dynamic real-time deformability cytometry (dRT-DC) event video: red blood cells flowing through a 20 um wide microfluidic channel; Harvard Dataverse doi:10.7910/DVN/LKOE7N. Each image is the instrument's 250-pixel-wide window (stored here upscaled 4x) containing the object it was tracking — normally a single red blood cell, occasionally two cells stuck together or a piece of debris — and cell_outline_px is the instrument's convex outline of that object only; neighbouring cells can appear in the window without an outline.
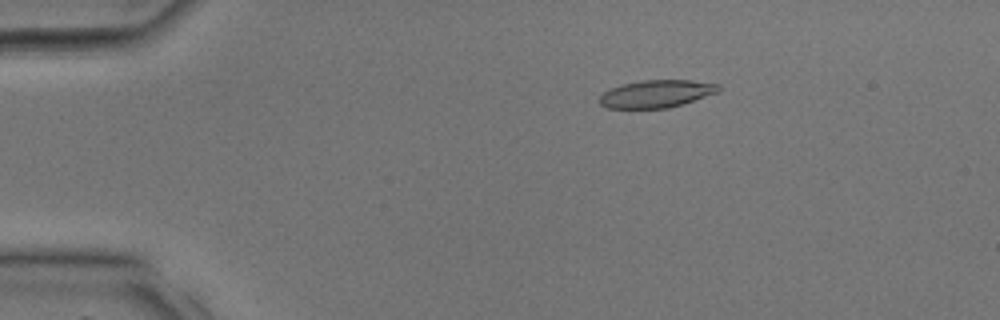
{"species": "common noctule bat (a hibernating species)", "species_latin": "Nyctalus noctula", "temperature_condition": "room temperature", "stored_images_in_passage": 36, "camera_frame_rate_fps": 3000, "um_per_image_px": 0.085, "animal": {"sex": "male", "body_mass_g": 17.9, "forearm_length_mm": 54.2}, "frame": {"image": 1, "passage_image": 7, "time_ms": 2.0, "image_size_px": [1000, 320], "cell_outline_px": [[720, 88], [716, 92], [668, 108], [608, 108], [600, 104], [596, 100], [604, 92], [612, 88], [624, 84], [644, 80], [692, 80], [720, 84]], "centroid_in_image_um": [55.75, 7.97], "position_along_channel_um": 29.3, "area_um2": 18.79}}
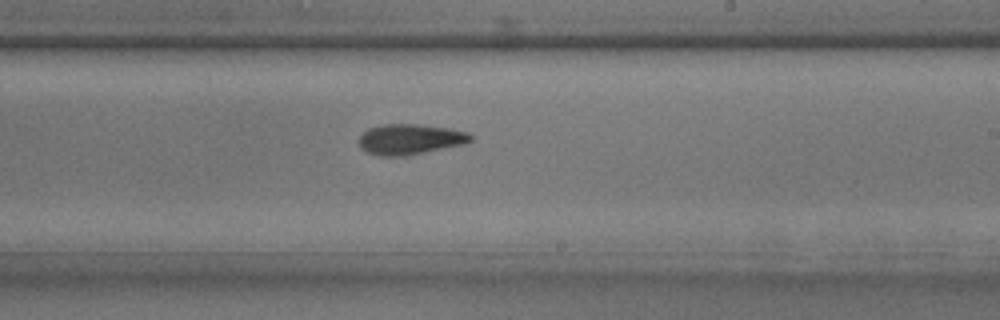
{"frame": {"image": 2, "passage_image": 22, "time_ms": 7.0, "image_size_px": [1000, 320], "cell_outline_px": [[472, 140], [464, 144], [404, 156], [376, 156], [360, 148], [360, 136], [368, 128], [384, 124], [420, 124], [448, 128], [468, 132], [472, 136]], "centroid_in_image_um": [34.85, 11.83], "position_along_channel_um": 254.2, "area_um2": 19.77}}
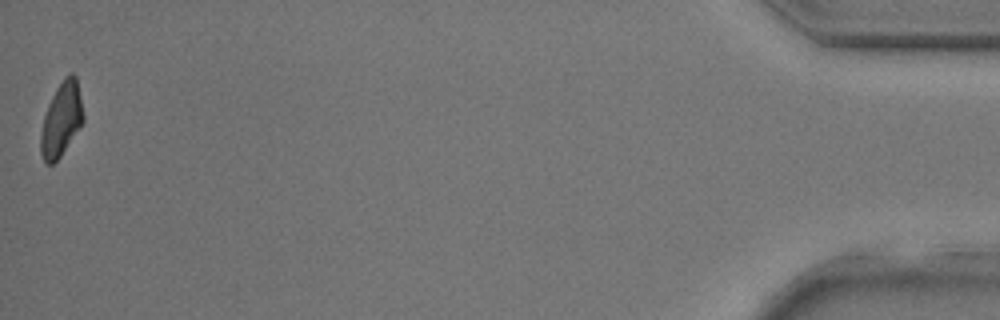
{"frame": {"image": 3, "passage_image": 36, "time_ms": 11.667, "image_size_px": [1000, 320], "cell_outline_px": [[84, 120], [60, 156], [52, 164], [44, 164], [40, 152], [40, 136], [44, 116], [48, 104], [56, 88], [64, 76], [72, 72], [76, 76], [84, 116]], "centroid_in_image_um": [5.2, 10.14], "position_along_channel_um": 430.0, "area_um2": 18.15}}